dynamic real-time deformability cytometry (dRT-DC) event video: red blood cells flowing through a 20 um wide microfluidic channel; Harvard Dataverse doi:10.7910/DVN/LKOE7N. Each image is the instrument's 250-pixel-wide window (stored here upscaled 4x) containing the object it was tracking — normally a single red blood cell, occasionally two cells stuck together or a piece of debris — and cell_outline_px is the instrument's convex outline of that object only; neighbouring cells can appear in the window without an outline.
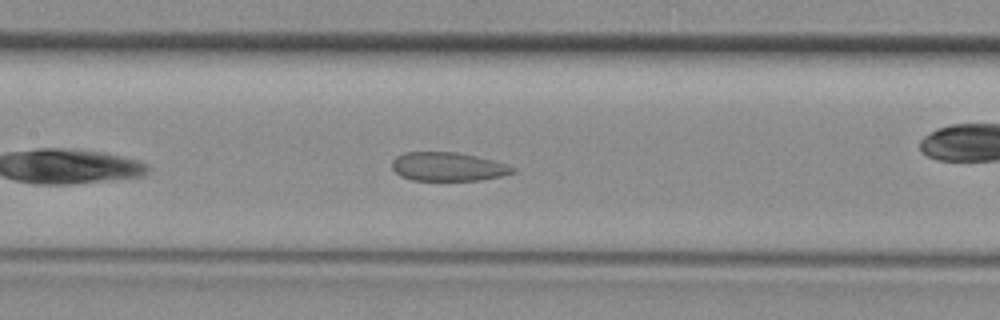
{"species": "common noctule bat (a hibernating species)", "species_latin": "Nyctalus noctula", "temperature_condition": "room temperature", "stored_images_in_passage": 30, "camera_frame_rate_fps": 3000, "um_per_image_px": 0.085, "animal": {"sex": "female", "body_mass_g": 29.2, "forearm_length_mm": 56.3}, "frame": {"image": 1, "passage_image": 9, "time_ms": 2.667, "image_size_px": [1000, 320], "cell_outline_px": [[516, 172], [500, 176], [480, 180], [412, 180], [400, 176], [392, 168], [392, 160], [396, 156], [404, 152], [456, 152], [476, 156], [508, 164], [516, 168]], "centroid_in_image_um": [38.07, 14.16], "position_along_channel_um": 169.3, "area_um2": 20.23}}